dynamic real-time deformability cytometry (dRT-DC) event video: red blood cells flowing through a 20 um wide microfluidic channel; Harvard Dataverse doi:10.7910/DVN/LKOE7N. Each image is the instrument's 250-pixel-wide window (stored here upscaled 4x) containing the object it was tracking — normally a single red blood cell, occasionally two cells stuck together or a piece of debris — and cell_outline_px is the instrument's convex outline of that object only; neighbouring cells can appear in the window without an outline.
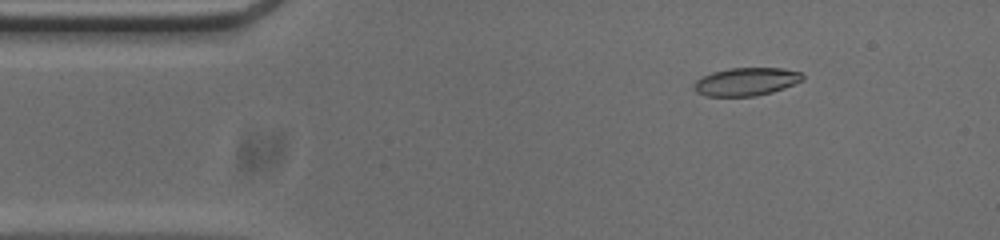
{"species": "common noctule bat (a hibernating species)", "species_latin": "Nyctalus noctula", "temperature_condition": "cold", "stored_images_in_passage": 48, "camera_frame_rate_fps": 3000, "um_per_image_px": 0.085, "animal": {"sex": "male", "body_mass_g": 20.0, "forearm_length_mm": 53.3}, "frame": {"image": 1, "passage_image": 2, "time_ms": 0.333, "image_size_px": [1000, 240], "cell_outline_px": [[804, 80], [784, 88], [772, 92], [756, 96], [704, 96], [696, 92], [692, 88], [692, 84], [696, 80], [712, 72], [732, 68], [784, 68], [800, 72], [804, 76]], "centroid_in_image_um": [63.41, 6.95], "position_along_channel_um": 21.6, "area_um2": 17.86}}
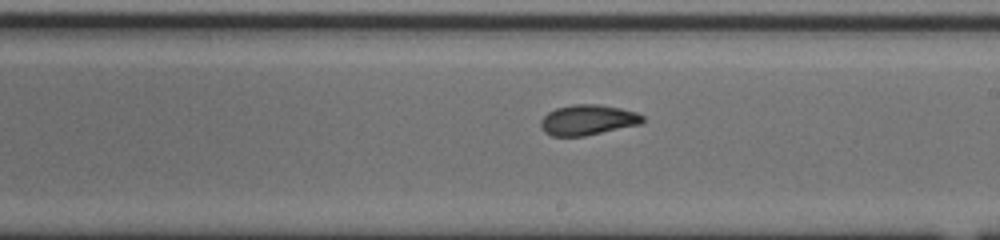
{"frame": {"image": 2, "passage_image": 24, "time_ms": 7.667, "image_size_px": [1000, 240], "cell_outline_px": [[644, 120], [640, 124], [584, 136], [552, 136], [544, 132], [540, 128], [540, 120], [548, 112], [556, 108], [572, 104], [600, 104], [620, 108], [636, 112], [644, 116]], "centroid_in_image_um": [49.93, 10.19], "position_along_channel_um": 239.1, "area_um2": 18.09}}
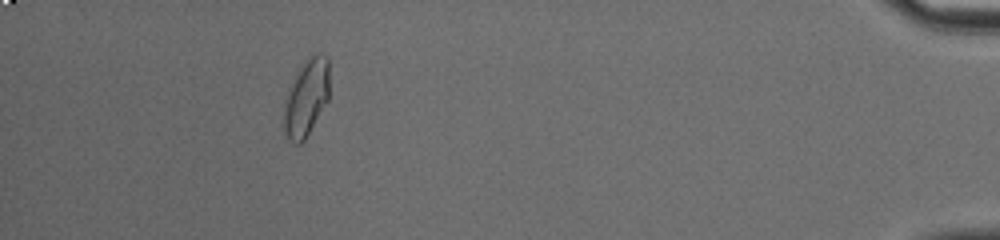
{"frame": {"image": 3, "passage_image": 43, "time_ms": 14.0, "image_size_px": [1000, 240], "cell_outline_px": [[328, 100], [304, 140], [300, 144], [296, 144], [284, 136], [284, 108], [288, 88], [300, 68], [308, 56], [316, 52], [320, 52], [328, 56]], "centroid_in_image_um": [26.03, 8.28], "position_along_channel_um": 409.2, "area_um2": 20.29}, "authors_computed_cell_mechanics": {"area_um2": 18.2648, "velocity_mm_per_s": 3.7856, "shape_relaxation_time_tau1_ms": 4.7314, "shape_relaxation_time_tau2_ms": 1.7808, "deformation_change_tau1": 0.1605, "deformation_change_tau2": 0.0742}}